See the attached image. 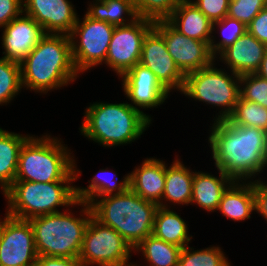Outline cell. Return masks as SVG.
Masks as SVG:
<instances>
[{
	"mask_svg": "<svg viewBox=\"0 0 267 266\" xmlns=\"http://www.w3.org/2000/svg\"><path fill=\"white\" fill-rule=\"evenodd\" d=\"M210 143L215 168L234 181H253L267 168V132L234 125L229 119L214 121Z\"/></svg>",
	"mask_w": 267,
	"mask_h": 266,
	"instance_id": "cell-1",
	"label": "cell"
},
{
	"mask_svg": "<svg viewBox=\"0 0 267 266\" xmlns=\"http://www.w3.org/2000/svg\"><path fill=\"white\" fill-rule=\"evenodd\" d=\"M20 66L22 88L35 93L47 94L79 77L66 34L46 33Z\"/></svg>",
	"mask_w": 267,
	"mask_h": 266,
	"instance_id": "cell-2",
	"label": "cell"
},
{
	"mask_svg": "<svg viewBox=\"0 0 267 266\" xmlns=\"http://www.w3.org/2000/svg\"><path fill=\"white\" fill-rule=\"evenodd\" d=\"M151 122L149 114L127 102H93L85 109L79 130L84 137L108 148L138 140Z\"/></svg>",
	"mask_w": 267,
	"mask_h": 266,
	"instance_id": "cell-3",
	"label": "cell"
},
{
	"mask_svg": "<svg viewBox=\"0 0 267 266\" xmlns=\"http://www.w3.org/2000/svg\"><path fill=\"white\" fill-rule=\"evenodd\" d=\"M58 137L31 135L22 145L15 181L37 183L74 182L81 172L73 151ZM72 154V155H71Z\"/></svg>",
	"mask_w": 267,
	"mask_h": 266,
	"instance_id": "cell-4",
	"label": "cell"
},
{
	"mask_svg": "<svg viewBox=\"0 0 267 266\" xmlns=\"http://www.w3.org/2000/svg\"><path fill=\"white\" fill-rule=\"evenodd\" d=\"M93 217L113 228L134 249L152 234L158 204L128 188L124 193L97 197L90 203Z\"/></svg>",
	"mask_w": 267,
	"mask_h": 266,
	"instance_id": "cell-5",
	"label": "cell"
},
{
	"mask_svg": "<svg viewBox=\"0 0 267 266\" xmlns=\"http://www.w3.org/2000/svg\"><path fill=\"white\" fill-rule=\"evenodd\" d=\"M79 217L69 208L63 212L47 214L28 220L34 233L38 256L78 258L86 229L92 214L90 204L77 200Z\"/></svg>",
	"mask_w": 267,
	"mask_h": 266,
	"instance_id": "cell-6",
	"label": "cell"
},
{
	"mask_svg": "<svg viewBox=\"0 0 267 266\" xmlns=\"http://www.w3.org/2000/svg\"><path fill=\"white\" fill-rule=\"evenodd\" d=\"M72 183L14 181L3 193L8 203L5 214L20 220H30L59 213L60 206L74 208L77 206V198L76 186Z\"/></svg>",
	"mask_w": 267,
	"mask_h": 266,
	"instance_id": "cell-7",
	"label": "cell"
},
{
	"mask_svg": "<svg viewBox=\"0 0 267 266\" xmlns=\"http://www.w3.org/2000/svg\"><path fill=\"white\" fill-rule=\"evenodd\" d=\"M215 65L214 61L210 66L185 75L181 94L191 100L221 107L213 121L226 120L234 112L240 98V76L231 71L229 74L225 68Z\"/></svg>",
	"mask_w": 267,
	"mask_h": 266,
	"instance_id": "cell-8",
	"label": "cell"
},
{
	"mask_svg": "<svg viewBox=\"0 0 267 266\" xmlns=\"http://www.w3.org/2000/svg\"><path fill=\"white\" fill-rule=\"evenodd\" d=\"M132 251L117 231L92 216L78 259L82 266H133V262L129 263Z\"/></svg>",
	"mask_w": 267,
	"mask_h": 266,
	"instance_id": "cell-9",
	"label": "cell"
},
{
	"mask_svg": "<svg viewBox=\"0 0 267 266\" xmlns=\"http://www.w3.org/2000/svg\"><path fill=\"white\" fill-rule=\"evenodd\" d=\"M82 19L78 17L69 34L73 62L79 74L105 64L115 28L105 21L91 19L86 14Z\"/></svg>",
	"mask_w": 267,
	"mask_h": 266,
	"instance_id": "cell-10",
	"label": "cell"
},
{
	"mask_svg": "<svg viewBox=\"0 0 267 266\" xmlns=\"http://www.w3.org/2000/svg\"><path fill=\"white\" fill-rule=\"evenodd\" d=\"M153 27V21L142 17L128 25L115 26L105 64L118 78L139 63L143 40Z\"/></svg>",
	"mask_w": 267,
	"mask_h": 266,
	"instance_id": "cell-11",
	"label": "cell"
},
{
	"mask_svg": "<svg viewBox=\"0 0 267 266\" xmlns=\"http://www.w3.org/2000/svg\"><path fill=\"white\" fill-rule=\"evenodd\" d=\"M38 254L28 220L0 217V266H35Z\"/></svg>",
	"mask_w": 267,
	"mask_h": 266,
	"instance_id": "cell-12",
	"label": "cell"
},
{
	"mask_svg": "<svg viewBox=\"0 0 267 266\" xmlns=\"http://www.w3.org/2000/svg\"><path fill=\"white\" fill-rule=\"evenodd\" d=\"M153 28L164 38L168 52L184 75L217 60L208 43L181 34L167 20L154 22Z\"/></svg>",
	"mask_w": 267,
	"mask_h": 266,
	"instance_id": "cell-13",
	"label": "cell"
},
{
	"mask_svg": "<svg viewBox=\"0 0 267 266\" xmlns=\"http://www.w3.org/2000/svg\"><path fill=\"white\" fill-rule=\"evenodd\" d=\"M139 63L149 68L169 93L172 90L181 93L185 75L168 52L164 38L154 28L143 40Z\"/></svg>",
	"mask_w": 267,
	"mask_h": 266,
	"instance_id": "cell-14",
	"label": "cell"
},
{
	"mask_svg": "<svg viewBox=\"0 0 267 266\" xmlns=\"http://www.w3.org/2000/svg\"><path fill=\"white\" fill-rule=\"evenodd\" d=\"M122 90L133 108H157L165 102L169 92L157 80L156 75L146 66L138 63L122 76Z\"/></svg>",
	"mask_w": 267,
	"mask_h": 266,
	"instance_id": "cell-15",
	"label": "cell"
},
{
	"mask_svg": "<svg viewBox=\"0 0 267 266\" xmlns=\"http://www.w3.org/2000/svg\"><path fill=\"white\" fill-rule=\"evenodd\" d=\"M23 12L45 33L66 35L71 33L79 16L69 0H23Z\"/></svg>",
	"mask_w": 267,
	"mask_h": 266,
	"instance_id": "cell-16",
	"label": "cell"
},
{
	"mask_svg": "<svg viewBox=\"0 0 267 266\" xmlns=\"http://www.w3.org/2000/svg\"><path fill=\"white\" fill-rule=\"evenodd\" d=\"M2 48L9 61L21 63L46 34L30 16L22 12L3 28Z\"/></svg>",
	"mask_w": 267,
	"mask_h": 266,
	"instance_id": "cell-17",
	"label": "cell"
},
{
	"mask_svg": "<svg viewBox=\"0 0 267 266\" xmlns=\"http://www.w3.org/2000/svg\"><path fill=\"white\" fill-rule=\"evenodd\" d=\"M266 49V44L246 31L216 58L229 68L227 71L234 72L238 76L254 74L261 66Z\"/></svg>",
	"mask_w": 267,
	"mask_h": 266,
	"instance_id": "cell-18",
	"label": "cell"
},
{
	"mask_svg": "<svg viewBox=\"0 0 267 266\" xmlns=\"http://www.w3.org/2000/svg\"><path fill=\"white\" fill-rule=\"evenodd\" d=\"M129 174V188L142 197L159 204L165 189L166 163L157 158H146Z\"/></svg>",
	"mask_w": 267,
	"mask_h": 266,
	"instance_id": "cell-19",
	"label": "cell"
},
{
	"mask_svg": "<svg viewBox=\"0 0 267 266\" xmlns=\"http://www.w3.org/2000/svg\"><path fill=\"white\" fill-rule=\"evenodd\" d=\"M167 21L181 34L210 45L213 23L190 0L180 1Z\"/></svg>",
	"mask_w": 267,
	"mask_h": 266,
	"instance_id": "cell-20",
	"label": "cell"
},
{
	"mask_svg": "<svg viewBox=\"0 0 267 266\" xmlns=\"http://www.w3.org/2000/svg\"><path fill=\"white\" fill-rule=\"evenodd\" d=\"M217 171L219 177L208 172L194 171L190 205L196 204L207 212L217 211L223 193L234 182L220 169H217Z\"/></svg>",
	"mask_w": 267,
	"mask_h": 266,
	"instance_id": "cell-21",
	"label": "cell"
},
{
	"mask_svg": "<svg viewBox=\"0 0 267 266\" xmlns=\"http://www.w3.org/2000/svg\"><path fill=\"white\" fill-rule=\"evenodd\" d=\"M177 157L169 167L166 164L165 189L162 201L158 204L160 207L171 208L170 203L183 206L191 203L194 171Z\"/></svg>",
	"mask_w": 267,
	"mask_h": 266,
	"instance_id": "cell-22",
	"label": "cell"
},
{
	"mask_svg": "<svg viewBox=\"0 0 267 266\" xmlns=\"http://www.w3.org/2000/svg\"><path fill=\"white\" fill-rule=\"evenodd\" d=\"M217 211L233 221H245L255 212L252 181H234L223 193Z\"/></svg>",
	"mask_w": 267,
	"mask_h": 266,
	"instance_id": "cell-23",
	"label": "cell"
},
{
	"mask_svg": "<svg viewBox=\"0 0 267 266\" xmlns=\"http://www.w3.org/2000/svg\"><path fill=\"white\" fill-rule=\"evenodd\" d=\"M30 136L9 132L0 127V187L3 193L15 181L19 152Z\"/></svg>",
	"mask_w": 267,
	"mask_h": 266,
	"instance_id": "cell-24",
	"label": "cell"
},
{
	"mask_svg": "<svg viewBox=\"0 0 267 266\" xmlns=\"http://www.w3.org/2000/svg\"><path fill=\"white\" fill-rule=\"evenodd\" d=\"M173 209L158 207L153 223L152 235L178 247L188 246L192 236L188 224Z\"/></svg>",
	"mask_w": 267,
	"mask_h": 266,
	"instance_id": "cell-25",
	"label": "cell"
},
{
	"mask_svg": "<svg viewBox=\"0 0 267 266\" xmlns=\"http://www.w3.org/2000/svg\"><path fill=\"white\" fill-rule=\"evenodd\" d=\"M86 15L91 19L105 21L113 26L132 23L138 18L133 0H93Z\"/></svg>",
	"mask_w": 267,
	"mask_h": 266,
	"instance_id": "cell-26",
	"label": "cell"
},
{
	"mask_svg": "<svg viewBox=\"0 0 267 266\" xmlns=\"http://www.w3.org/2000/svg\"><path fill=\"white\" fill-rule=\"evenodd\" d=\"M111 173L112 172L108 170V168L100 169L99 173L90 179L91 182L88 181L89 185L87 188L76 186L77 200L84 201L89 204L97 197L124 193L129 188V174L123 176L122 180H118L116 177L117 175H112Z\"/></svg>",
	"mask_w": 267,
	"mask_h": 266,
	"instance_id": "cell-27",
	"label": "cell"
},
{
	"mask_svg": "<svg viewBox=\"0 0 267 266\" xmlns=\"http://www.w3.org/2000/svg\"><path fill=\"white\" fill-rule=\"evenodd\" d=\"M181 250V247L167 243L151 234L142 240L133 252H141L149 266H178ZM133 266L139 265L134 263Z\"/></svg>",
	"mask_w": 267,
	"mask_h": 266,
	"instance_id": "cell-28",
	"label": "cell"
},
{
	"mask_svg": "<svg viewBox=\"0 0 267 266\" xmlns=\"http://www.w3.org/2000/svg\"><path fill=\"white\" fill-rule=\"evenodd\" d=\"M223 252L219 246L200 250L186 246L180 252L178 266H232Z\"/></svg>",
	"mask_w": 267,
	"mask_h": 266,
	"instance_id": "cell-29",
	"label": "cell"
},
{
	"mask_svg": "<svg viewBox=\"0 0 267 266\" xmlns=\"http://www.w3.org/2000/svg\"><path fill=\"white\" fill-rule=\"evenodd\" d=\"M228 119L234 125L256 127L267 132V108L256 102L239 98L234 112Z\"/></svg>",
	"mask_w": 267,
	"mask_h": 266,
	"instance_id": "cell-30",
	"label": "cell"
},
{
	"mask_svg": "<svg viewBox=\"0 0 267 266\" xmlns=\"http://www.w3.org/2000/svg\"><path fill=\"white\" fill-rule=\"evenodd\" d=\"M21 66L0 58V105H7L21 92Z\"/></svg>",
	"mask_w": 267,
	"mask_h": 266,
	"instance_id": "cell-31",
	"label": "cell"
},
{
	"mask_svg": "<svg viewBox=\"0 0 267 266\" xmlns=\"http://www.w3.org/2000/svg\"><path fill=\"white\" fill-rule=\"evenodd\" d=\"M216 29L218 30L217 32ZM214 31L216 33L220 31L219 33L222 35L218 42L215 41L216 36L212 35L210 42V50L216 58L225 48L233 44L247 31V26L239 20L226 16L222 20L213 23V34L215 33Z\"/></svg>",
	"mask_w": 267,
	"mask_h": 266,
	"instance_id": "cell-32",
	"label": "cell"
},
{
	"mask_svg": "<svg viewBox=\"0 0 267 266\" xmlns=\"http://www.w3.org/2000/svg\"><path fill=\"white\" fill-rule=\"evenodd\" d=\"M179 2L180 0H138L135 8L138 17L156 22L167 20Z\"/></svg>",
	"mask_w": 267,
	"mask_h": 266,
	"instance_id": "cell-33",
	"label": "cell"
},
{
	"mask_svg": "<svg viewBox=\"0 0 267 266\" xmlns=\"http://www.w3.org/2000/svg\"><path fill=\"white\" fill-rule=\"evenodd\" d=\"M240 98L267 108V80L256 73L240 76Z\"/></svg>",
	"mask_w": 267,
	"mask_h": 266,
	"instance_id": "cell-34",
	"label": "cell"
},
{
	"mask_svg": "<svg viewBox=\"0 0 267 266\" xmlns=\"http://www.w3.org/2000/svg\"><path fill=\"white\" fill-rule=\"evenodd\" d=\"M267 5V0H230L227 16L246 26Z\"/></svg>",
	"mask_w": 267,
	"mask_h": 266,
	"instance_id": "cell-35",
	"label": "cell"
},
{
	"mask_svg": "<svg viewBox=\"0 0 267 266\" xmlns=\"http://www.w3.org/2000/svg\"><path fill=\"white\" fill-rule=\"evenodd\" d=\"M212 22L227 16L230 0H190Z\"/></svg>",
	"mask_w": 267,
	"mask_h": 266,
	"instance_id": "cell-36",
	"label": "cell"
},
{
	"mask_svg": "<svg viewBox=\"0 0 267 266\" xmlns=\"http://www.w3.org/2000/svg\"><path fill=\"white\" fill-rule=\"evenodd\" d=\"M23 12V0H0V28Z\"/></svg>",
	"mask_w": 267,
	"mask_h": 266,
	"instance_id": "cell-37",
	"label": "cell"
},
{
	"mask_svg": "<svg viewBox=\"0 0 267 266\" xmlns=\"http://www.w3.org/2000/svg\"><path fill=\"white\" fill-rule=\"evenodd\" d=\"M247 31L267 45V5L247 25Z\"/></svg>",
	"mask_w": 267,
	"mask_h": 266,
	"instance_id": "cell-38",
	"label": "cell"
},
{
	"mask_svg": "<svg viewBox=\"0 0 267 266\" xmlns=\"http://www.w3.org/2000/svg\"><path fill=\"white\" fill-rule=\"evenodd\" d=\"M262 180V181H261ZM255 198V212L260 214L267 222V183L260 177L253 180Z\"/></svg>",
	"mask_w": 267,
	"mask_h": 266,
	"instance_id": "cell-39",
	"label": "cell"
},
{
	"mask_svg": "<svg viewBox=\"0 0 267 266\" xmlns=\"http://www.w3.org/2000/svg\"><path fill=\"white\" fill-rule=\"evenodd\" d=\"M35 266H82L78 258L38 256Z\"/></svg>",
	"mask_w": 267,
	"mask_h": 266,
	"instance_id": "cell-40",
	"label": "cell"
},
{
	"mask_svg": "<svg viewBox=\"0 0 267 266\" xmlns=\"http://www.w3.org/2000/svg\"><path fill=\"white\" fill-rule=\"evenodd\" d=\"M256 74H258L261 78H264L267 80V49L264 53L261 66Z\"/></svg>",
	"mask_w": 267,
	"mask_h": 266,
	"instance_id": "cell-41",
	"label": "cell"
}]
</instances>
